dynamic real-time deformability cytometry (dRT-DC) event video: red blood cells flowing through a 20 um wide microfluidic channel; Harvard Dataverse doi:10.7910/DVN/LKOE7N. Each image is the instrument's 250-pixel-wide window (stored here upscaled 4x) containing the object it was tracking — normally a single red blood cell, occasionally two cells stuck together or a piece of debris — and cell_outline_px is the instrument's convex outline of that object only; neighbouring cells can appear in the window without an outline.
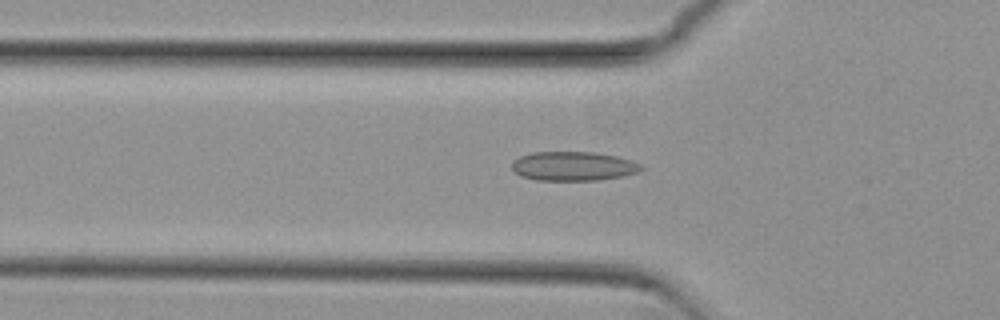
{"species": "common noctule bat (a hibernating species)", "species_latin": "Nyctalus noctula", "temperature_condition": "cold", "stored_images_in_passage": 49, "camera_frame_rate_fps": 3000, "um_per_image_px": 0.085, "animal": {"sex": "female", "body_mass_g": 29.2, "forearm_length_mm": 56.3}, "frame": {"image": 1, "passage_image": 12, "time_ms": 3.667, "image_size_px": [1000, 320], "cell_outline_px": [[644, 168], [636, 172], [624, 176], [600, 180], [536, 180], [520, 176], [512, 168], [512, 160], [520, 156], [532, 152], [596, 152], [616, 156], [640, 164]], "centroid_in_image_um": [48.7, 14.12], "position_along_channel_um": 77.1, "area_um2": 21.96}}
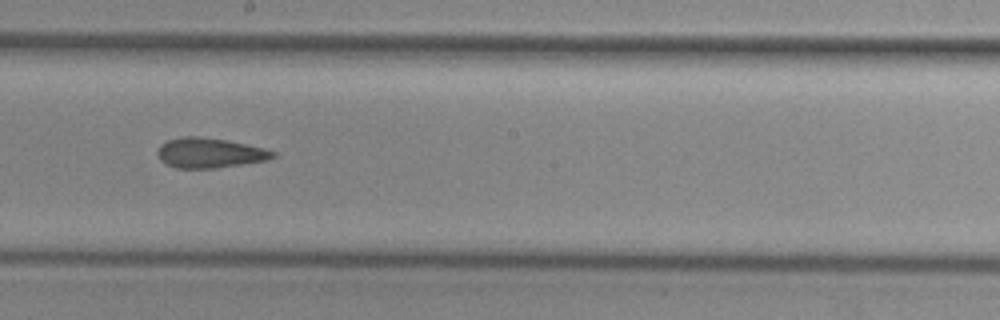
{"frame": {"image": 2, "passage_image": 24, "time_ms": 7.667, "image_size_px": [1000, 320], "cell_outline_px": [[276, 156], [268, 160], [216, 168], [176, 168], [164, 164], [160, 160], [156, 152], [156, 148], [160, 144], [168, 140], [180, 136], [200, 136], [228, 140], [264, 148], [276, 152]], "centroid_in_image_um": [17.78, 12.99], "position_along_channel_um": 230.4, "area_um2": 20.46}}
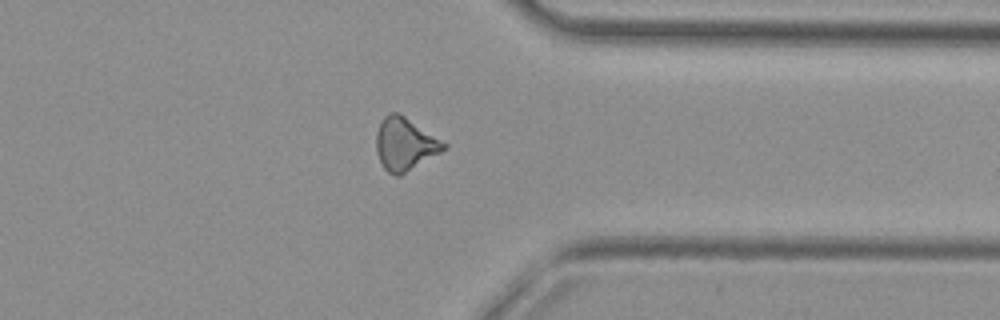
{"frame": {"image": 3, "passage_image": 36, "time_ms": 11.667, "image_size_px": [1000, 320], "cell_outline_px": [[448, 148], [400, 176], [396, 176], [388, 172], [384, 168], [376, 152], [376, 132], [384, 116], [388, 112], [400, 112], [448, 144]], "centroid_in_image_um": [34.42, 12.23], "position_along_channel_um": 377.0, "area_um2": 20.92}, "authors_computed_cell_mechanics": {"area_um2": 20.519, "velocity_mm_per_s": 3.817, "shape_relaxation_time_tau1_ms": null, "shape_relaxation_time_tau2_ms": 3.3159, "deformation_change_tau1": null, "deformation_change_tau2": 0.114}}